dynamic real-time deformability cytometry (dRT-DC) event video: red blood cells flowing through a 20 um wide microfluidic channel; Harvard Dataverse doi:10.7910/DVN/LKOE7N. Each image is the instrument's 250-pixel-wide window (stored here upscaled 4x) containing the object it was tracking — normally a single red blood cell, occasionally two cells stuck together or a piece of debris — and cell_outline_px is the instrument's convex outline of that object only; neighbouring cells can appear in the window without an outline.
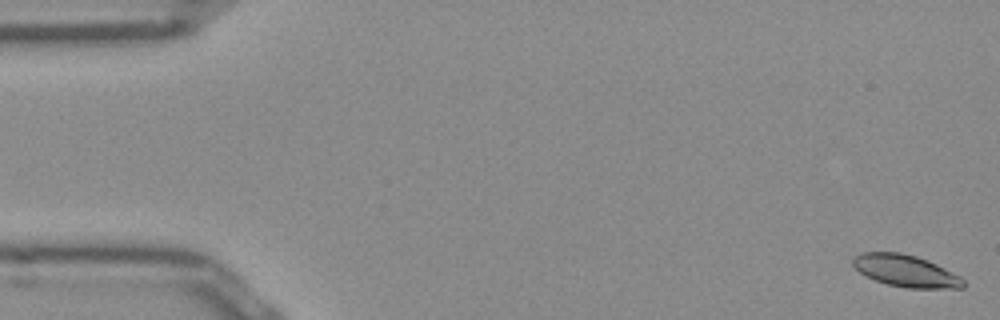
{"species": "Egyptian fruit bat (a non-hibernating species)", "species_latin": "Rousettus aegyptiacus", "temperature_condition": "room temperature", "stored_images_in_passage": 53, "camera_frame_rate_fps": 3000, "um_per_image_px": 0.085, "frame": {"image": 1, "passage_image": 1, "time_ms": 0.0, "image_size_px": [1000, 320], "cell_outline_px": [[964, 288], [908, 288], [888, 284], [864, 276], [852, 264], [852, 260], [860, 252], [900, 252], [916, 256], [936, 264], [960, 276], [964, 280]], "centroid_in_image_um": [76.97, 23.02], "position_along_channel_um": 8.0, "area_um2": 20.4}}
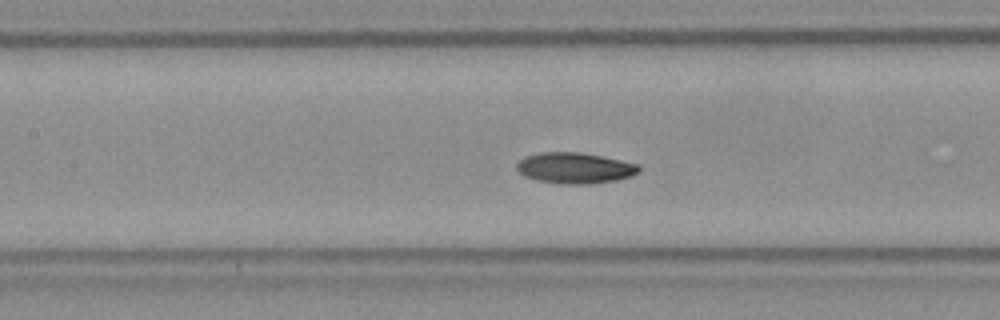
{"frame": {"image": 2, "passage_image": 23, "time_ms": 7.333, "image_size_px": [1000, 320], "cell_outline_px": [[640, 168], [632, 176], [616, 180], [592, 184], [560, 184], [536, 180], [524, 176], [516, 168], [516, 164], [524, 156], [540, 152], [580, 152], [640, 164]], "centroid_in_image_um": [48.83, 14.28], "position_along_channel_um": 158.6, "area_um2": 22.08}}
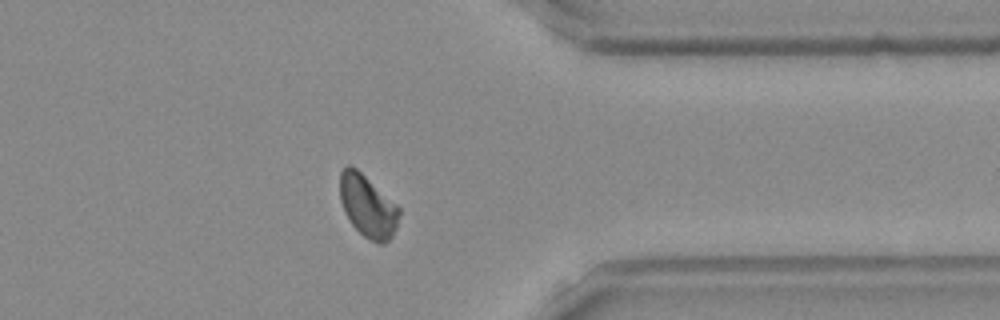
{"frame": {"image": 3, "passage_image": 41, "time_ms": 13.333, "image_size_px": [1000, 320], "cell_outline_px": [[400, 212], [396, 228], [392, 236], [388, 240], [380, 244], [376, 244], [364, 236], [352, 224], [344, 212], [340, 200], [340, 172], [348, 164], [356, 168], [396, 204], [400, 208]], "centroid_in_image_um": [31.25, 17.53], "position_along_channel_um": 380.2, "area_um2": 21.27}, "authors_computed_cell_mechanics": {"area_um2": 21.2704, "velocity_mm_per_s": 3.8896, "shape_relaxation_time_tau1_ms": 4.7478, "shape_relaxation_time_tau2_ms": 4.577, "deformation_change_tau1": 0.1211, "deformation_change_tau2": 0.0849}}